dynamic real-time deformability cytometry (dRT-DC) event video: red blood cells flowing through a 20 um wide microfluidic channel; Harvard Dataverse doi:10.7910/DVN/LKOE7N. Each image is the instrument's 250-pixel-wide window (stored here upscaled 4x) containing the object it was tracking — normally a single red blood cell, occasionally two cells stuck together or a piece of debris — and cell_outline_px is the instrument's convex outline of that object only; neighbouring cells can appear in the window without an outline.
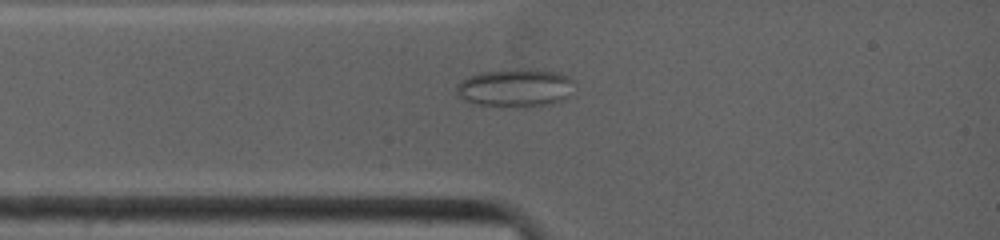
{"species": "common noctule bat (a hibernating species)", "species_latin": "Nyctalus noctula", "temperature_condition": "warm", "stored_images_in_passage": 8, "camera_frame_rate_fps": 4500, "um_per_image_px": 0.085, "animal": {"sex": "female", "body_mass_g": 19.0, "forearm_length_mm": 53.3}, "frame": {"image": 1, "passage_image": 5, "time_ms": 1.778, "image_size_px": [1000, 240], "cell_outline_px": [[576, 80], [568, 96], [552, 104], [476, 104], [464, 100], [456, 92], [456, 88], [460, 80], [468, 76], [480, 72], [532, 68], [560, 72]], "centroid_in_image_um": [43.83, 7.4], "position_along_channel_um": 41.2, "area_um2": 25.55}}